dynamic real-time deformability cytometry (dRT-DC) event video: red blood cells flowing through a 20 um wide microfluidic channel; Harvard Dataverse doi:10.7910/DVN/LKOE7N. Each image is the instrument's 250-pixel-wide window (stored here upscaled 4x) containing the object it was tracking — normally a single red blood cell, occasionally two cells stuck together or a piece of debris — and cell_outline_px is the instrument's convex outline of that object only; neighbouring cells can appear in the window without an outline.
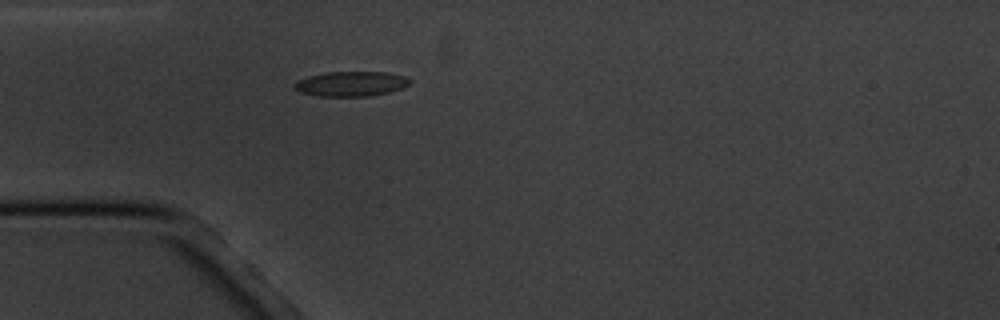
{"species": "common noctule bat (a hibernating species)", "species_latin": "Nyctalus noctula", "temperature_condition": "cold", "stored_images_in_passage": 5, "camera_frame_rate_fps": 3000, "um_per_image_px": 0.085, "animal": {"sex": "male", "body_mass_g": 20.1, "forearm_length_mm": 53.5}, "frame": {"image": 1, "passage_image": 5, "time_ms": 4.667, "image_size_px": [1000, 320], "cell_outline_px": [[412, 80], [408, 84], [400, 88], [388, 92], [372, 96], [320, 96], [300, 92], [292, 84], [296, 80], [308, 76], [328, 72], [388, 72], [404, 76]], "centroid_in_image_um": [29.82, 7.12], "position_along_channel_um": 55.2, "area_um2": 16.65}}